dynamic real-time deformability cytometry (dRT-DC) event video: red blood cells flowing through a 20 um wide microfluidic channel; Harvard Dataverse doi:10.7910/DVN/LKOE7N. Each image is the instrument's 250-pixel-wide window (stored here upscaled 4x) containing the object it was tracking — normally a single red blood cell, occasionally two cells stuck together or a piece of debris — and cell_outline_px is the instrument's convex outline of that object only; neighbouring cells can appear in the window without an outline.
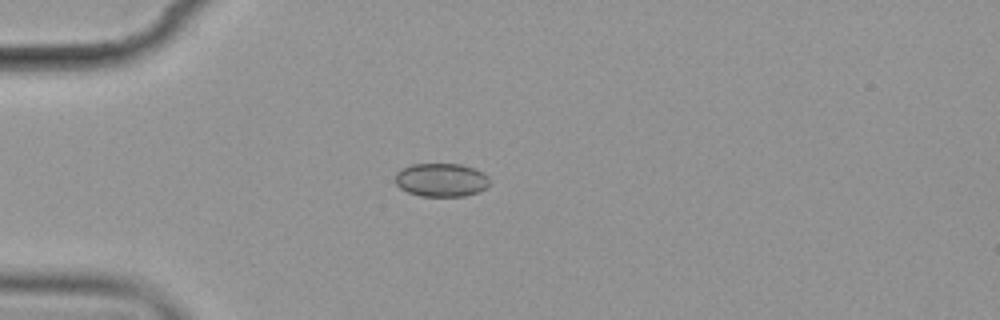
{"species": "common noctule bat (a hibernating species)", "species_latin": "Nyctalus noctula", "temperature_condition": "cold", "stored_images_in_passage": 12, "camera_frame_rate_fps": 3000, "um_per_image_px": 0.085, "animal": {"sex": "female", "body_mass_g": 19.9}, "frame": {"image": 1, "passage_image": 1, "time_ms": 0.0, "image_size_px": [1000, 320], "cell_outline_px": [[488, 184], [484, 188], [476, 192], [464, 196], [420, 196], [408, 192], [400, 188], [396, 184], [396, 172], [400, 168], [412, 164], [460, 164], [476, 168], [484, 172], [488, 176]], "centroid_in_image_um": [37.48, 15.28], "position_along_channel_um": 47.5, "area_um2": 18.44}}
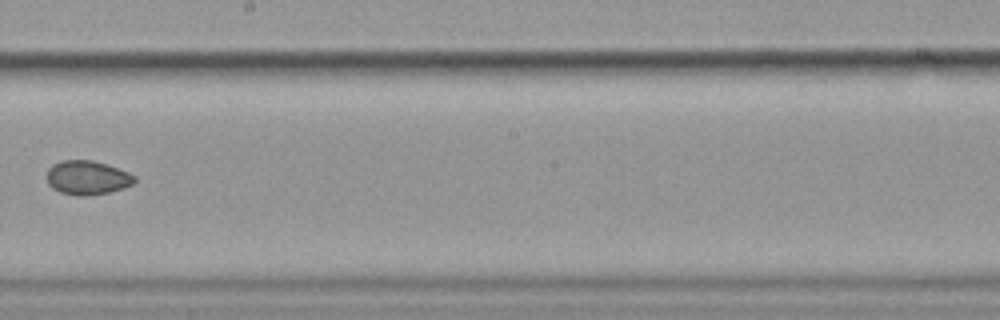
{"frame": {"image": 2, "passage_image": 6, "time_ms": 6.0, "image_size_px": [1000, 320], "cell_outline_px": [[136, 180], [132, 184], [124, 188], [108, 192], [88, 196], [76, 196], [60, 192], [52, 188], [48, 184], [48, 168], [52, 164], [60, 160], [92, 160], [108, 164], [128, 172], [136, 176]], "centroid_in_image_um": [7.42, 15.1], "position_along_channel_um": 240.8, "area_um2": 17.57}}
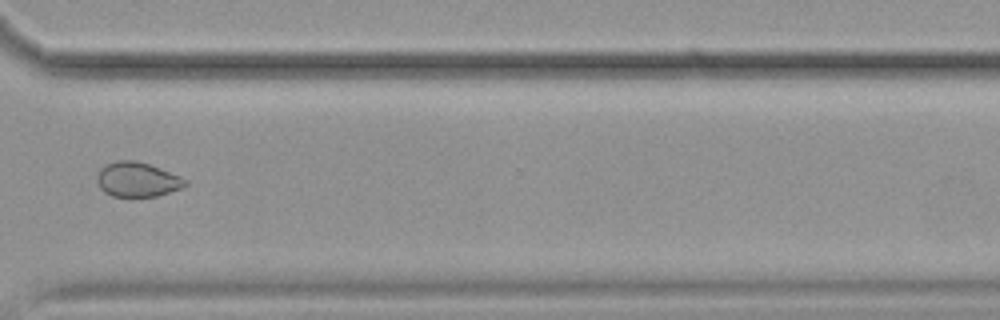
{"frame": {"image": 3, "passage_image": 9, "time_ms": 9.333, "image_size_px": [1000, 320], "cell_outline_px": [[188, 184], [184, 188], [156, 196], [112, 196], [104, 192], [100, 188], [96, 180], [96, 176], [100, 168], [104, 164], [116, 160], [136, 160], [148, 164], [180, 176], [188, 180]], "centroid_in_image_um": [11.66, 15.25], "position_along_channel_um": 358.9, "area_um2": 17.98}, "authors_computed_cell_mechanics": {"area_um2": 17.8891, "velocity_mm_per_s": 3.5443, "shape_relaxation_time_tau1_ms": 7.6014, "shape_relaxation_time_tau2_ms": 3.6185, "deformation_change_tau1": 0.0524, "deformation_change_tau2": 0.0537}}